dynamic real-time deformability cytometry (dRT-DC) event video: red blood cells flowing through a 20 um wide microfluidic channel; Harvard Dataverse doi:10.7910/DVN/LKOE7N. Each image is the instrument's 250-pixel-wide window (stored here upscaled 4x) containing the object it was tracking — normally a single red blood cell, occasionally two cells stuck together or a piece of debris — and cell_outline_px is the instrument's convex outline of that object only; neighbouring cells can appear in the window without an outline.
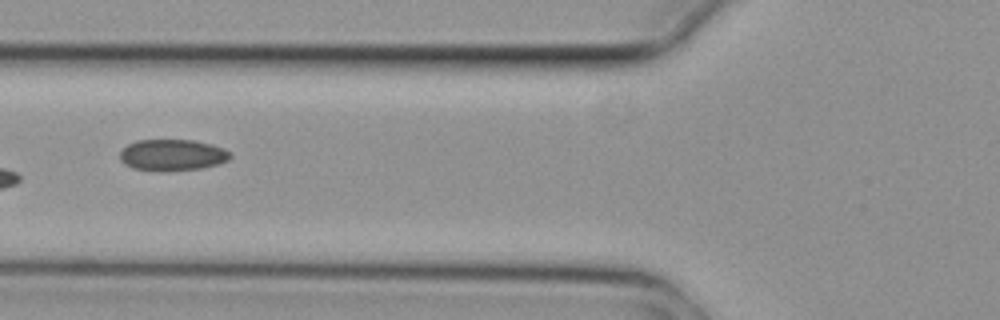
{"species": "common noctule bat (a hibernating species)", "species_latin": "Nyctalus noctula", "temperature_condition": "cold", "stored_images_in_passage": 5, "camera_frame_rate_fps": 3000, "um_per_image_px": 0.085, "animal": {"sex": "female", "body_mass_g": 29.2, "forearm_length_mm": 56.3}, "frame": {"image": 1, "passage_image": 5, "time_ms": 1.333, "image_size_px": [1000, 320], "cell_outline_px": [[232, 156], [228, 160], [220, 164], [200, 168], [164, 172], [160, 172], [132, 168], [124, 164], [120, 160], [120, 152], [128, 144], [136, 140], [192, 140], [212, 144], [224, 148]], "centroid_in_image_um": [14.64, 13.19], "position_along_channel_um": 111.2, "area_um2": 20.4}}